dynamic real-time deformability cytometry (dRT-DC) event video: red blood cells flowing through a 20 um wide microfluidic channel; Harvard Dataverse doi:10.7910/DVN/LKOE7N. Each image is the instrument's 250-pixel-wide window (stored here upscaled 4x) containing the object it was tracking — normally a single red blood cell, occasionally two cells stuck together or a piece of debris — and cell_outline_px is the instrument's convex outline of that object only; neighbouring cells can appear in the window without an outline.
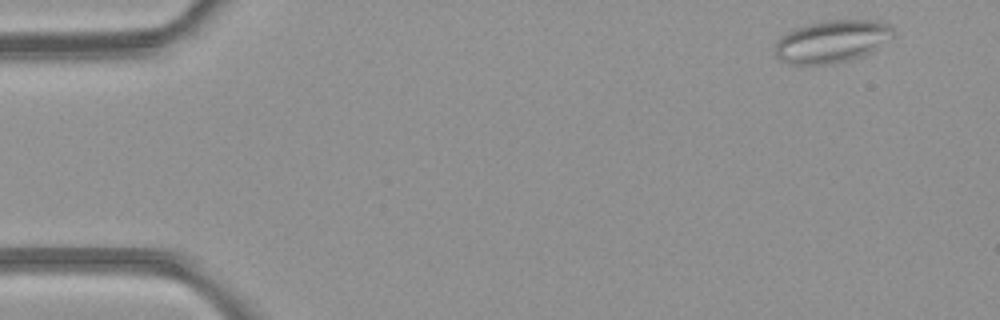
{"species": "common noctule bat (a hibernating species)", "species_latin": "Nyctalus noctula", "temperature_condition": "room temperature", "stored_images_in_passage": 4, "camera_frame_rate_fps": 3000, "um_per_image_px": 0.085, "animal": {"sex": "female", "body_mass_g": 21.9}, "frame": {"image": 1, "passage_image": 1, "time_ms": 0.0, "image_size_px": [1000, 320], "cell_outline_px": [[896, 32], [892, 36], [868, 52], [860, 56], [848, 60], [832, 64], [792, 64], [780, 60], [776, 56], [776, 40], [784, 32], [792, 28], [808, 24], [828, 20], [876, 20], [888, 24]], "centroid_in_image_um": [70.65, 3.5], "position_along_channel_um": 14.3, "area_um2": 29.02}}